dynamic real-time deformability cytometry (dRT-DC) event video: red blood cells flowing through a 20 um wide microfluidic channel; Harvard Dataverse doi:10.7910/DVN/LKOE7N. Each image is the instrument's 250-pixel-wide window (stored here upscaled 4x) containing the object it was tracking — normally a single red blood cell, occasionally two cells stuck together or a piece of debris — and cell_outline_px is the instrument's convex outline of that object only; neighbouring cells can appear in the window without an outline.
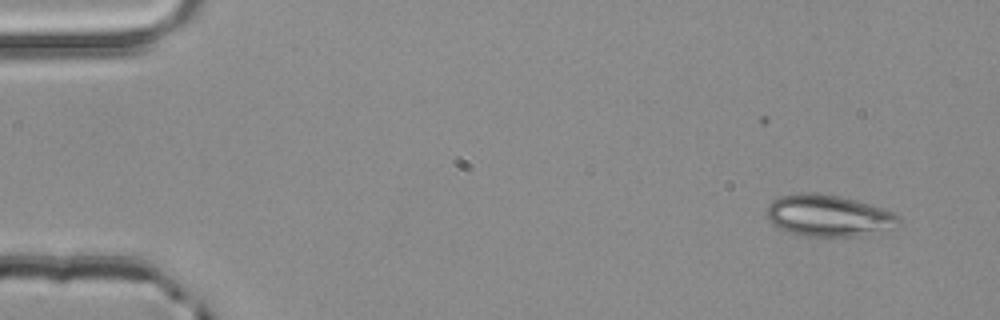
{"species": "common noctule bat (a hibernating species)", "species_latin": "Nyctalus noctula", "temperature_condition": "room temperature", "stored_images_in_passage": 4, "camera_frame_rate_fps": 3000, "um_per_image_px": 0.085, "animal": {"sex": "male", "body_mass_g": 20.4}, "frame": {"image": 1, "passage_image": 2, "time_ms": 0.333, "image_size_px": [1000, 320], "cell_outline_px": [[900, 220], [892, 228], [868, 236], [804, 236], [788, 232], [772, 224], [768, 220], [768, 204], [772, 200], [780, 196], [800, 192], [816, 192], [840, 196], [856, 200], [884, 208], [900, 216]], "centroid_in_image_um": [70.43, 18.33], "position_along_channel_um": 14.6, "area_um2": 32.31}}